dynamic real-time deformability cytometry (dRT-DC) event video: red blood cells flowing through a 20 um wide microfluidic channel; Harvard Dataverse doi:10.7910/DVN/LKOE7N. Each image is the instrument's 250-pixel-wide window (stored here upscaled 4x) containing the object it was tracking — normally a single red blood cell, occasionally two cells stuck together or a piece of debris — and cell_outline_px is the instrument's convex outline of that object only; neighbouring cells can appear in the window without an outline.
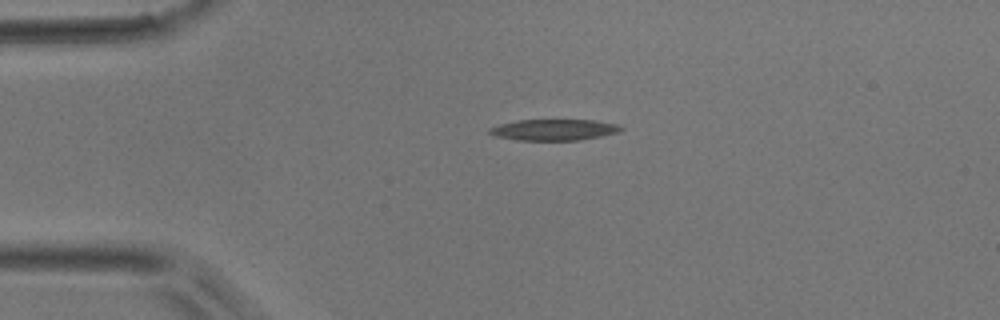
{"species": "common noctule bat (a hibernating species)", "species_latin": "Nyctalus noctula", "temperature_condition": "room temperature", "stored_images_in_passage": 40, "camera_frame_rate_fps": 3000, "um_per_image_px": 0.085, "animal": {"sex": "male", "body_mass_g": 17.9}, "frame": {"image": 1, "passage_image": 1, "time_ms": 0.0, "image_size_px": [1000, 320], "cell_outline_px": [[624, 128], [616, 132], [600, 136], [580, 140], [516, 140], [496, 136], [488, 132], [488, 128], [500, 124], [516, 120], [596, 120], [616, 124]], "centroid_in_image_um": [47.05, 11.03], "position_along_channel_um": 38.0, "area_um2": 16.07}}
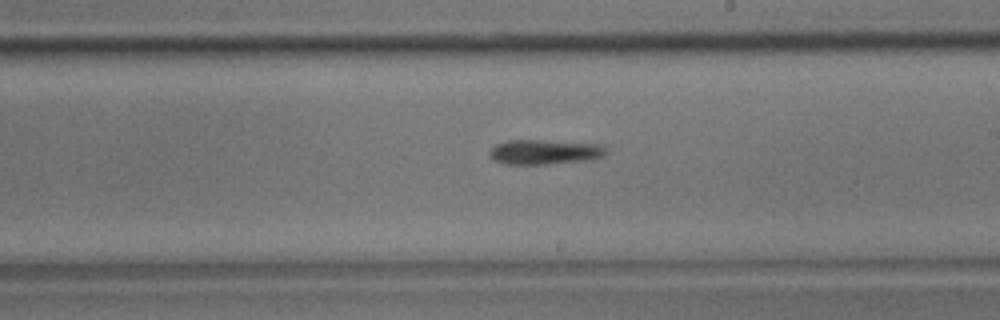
{"frame": {"image": 2, "passage_image": 19, "time_ms": 6.0, "image_size_px": [1000, 320], "cell_outline_px": [[608, 152], [604, 156], [592, 160], [548, 164], [504, 164], [492, 160], [488, 156], [488, 152], [496, 144], [508, 140], [540, 140], [596, 144], [608, 148]], "centroid_in_image_um": [46.28, 12.93], "position_along_channel_um": 242.7, "area_um2": 17.05}}
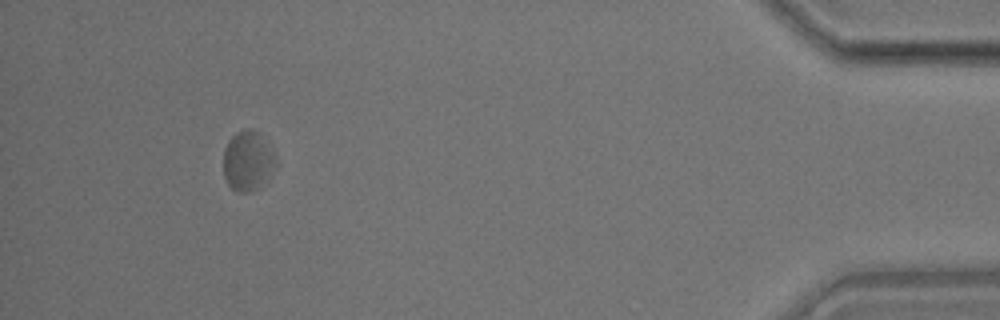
{"frame": {"image": 3, "passage_image": 37, "time_ms": 12.0, "image_size_px": [1000, 320], "cell_outline_px": [[276, 164], [260, 188], [248, 192], [236, 192], [228, 184], [224, 176], [224, 148], [228, 140], [236, 132], [244, 128], [248, 128], [256, 132], [260, 136], [276, 156]], "centroid_in_image_um": [21.03, 13.69], "position_along_channel_um": 414.2, "area_um2": 18.03}}